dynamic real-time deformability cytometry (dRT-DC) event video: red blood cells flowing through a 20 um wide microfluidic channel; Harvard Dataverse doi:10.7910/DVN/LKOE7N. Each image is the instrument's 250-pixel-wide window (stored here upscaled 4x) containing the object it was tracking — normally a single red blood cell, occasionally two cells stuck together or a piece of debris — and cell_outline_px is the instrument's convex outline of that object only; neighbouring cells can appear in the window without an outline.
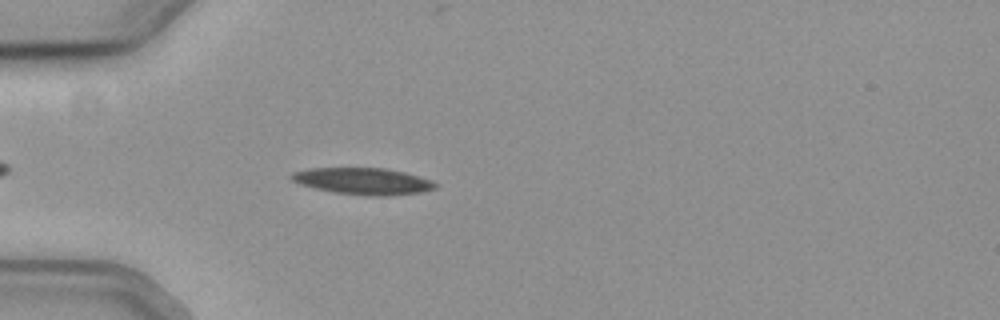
{"species": "common noctule bat (a hibernating species)", "species_latin": "Nyctalus noctula", "temperature_condition": "cold", "stored_images_in_passage": 43, "camera_frame_rate_fps": 3000, "um_per_image_px": 0.085, "animal": {"sex": "female", "body_mass_g": 19.3, "forearm_length_mm": 54.1}, "frame": {"image": 1, "passage_image": 5, "time_ms": 1.333, "image_size_px": [1000, 320], "cell_outline_px": [[440, 184], [436, 188], [420, 192], [388, 196], [368, 196], [336, 192], [316, 188], [300, 184], [292, 180], [288, 176], [292, 172], [308, 168], [388, 168], [404, 172], [432, 180]], "centroid_in_image_um": [30.88, 15.39], "position_along_channel_um": 54.1, "area_um2": 22.43}}
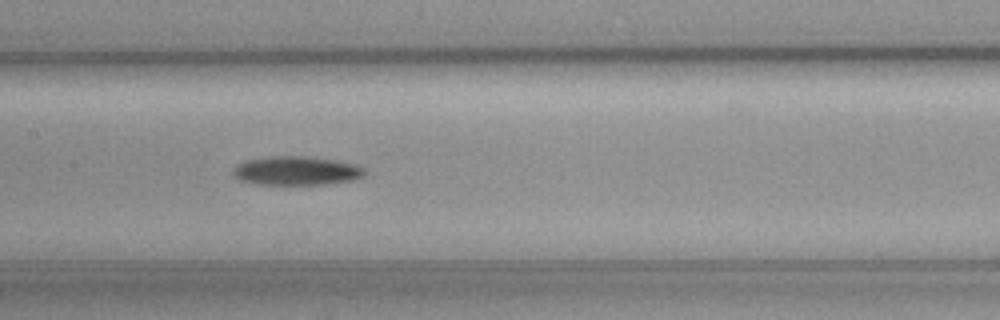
{"frame": {"image": 2, "passage_image": 16, "time_ms": 5.0, "image_size_px": [1000, 320], "cell_outline_px": [[364, 176], [352, 180], [324, 184], [256, 184], [240, 180], [232, 172], [232, 168], [236, 164], [248, 160], [272, 156], [304, 156], [332, 160], [352, 164], [364, 168]], "centroid_in_image_um": [25.15, 14.52], "position_along_channel_um": 182.3, "area_um2": 21.79}}
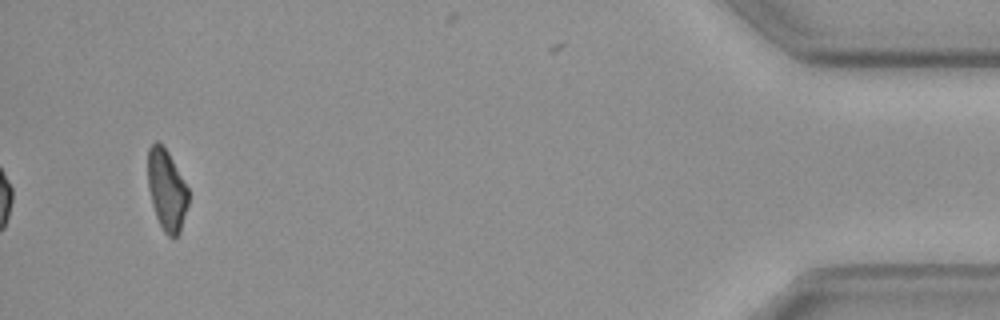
{"frame": {"image": 3, "passage_image": 41, "time_ms": 13.333, "image_size_px": [1000, 320], "cell_outline_px": [[188, 204], [180, 232], [176, 236], [168, 236], [164, 232], [156, 216], [152, 204], [148, 188], [148, 148], [156, 140], [168, 152], [188, 188]], "centroid_in_image_um": [14.16, 16.15], "position_along_channel_um": 421.0, "area_um2": 18.9}, "authors_computed_cell_mechanics": {"area_um2": 21.5016, "velocity_mm_per_s": 3.7954, "shape_relaxation_time_tau1_ms": 3.5435, "shape_relaxation_time_tau2_ms": null, "deformation_change_tau1": 0.1205, "deformation_change_tau2": null}}